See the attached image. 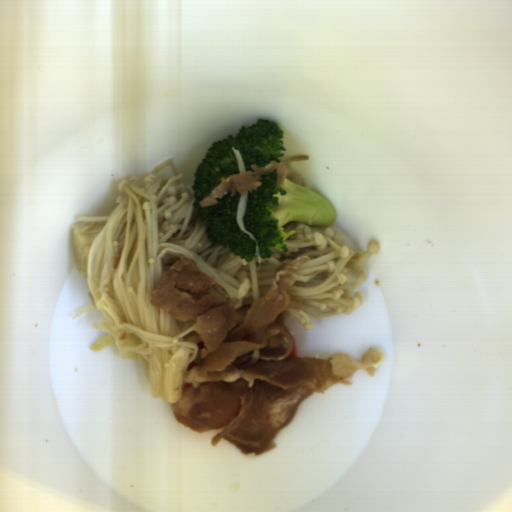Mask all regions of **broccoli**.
<instances>
[{"instance_id": "1", "label": "broccoli", "mask_w": 512, "mask_h": 512, "mask_svg": "<svg viewBox=\"0 0 512 512\" xmlns=\"http://www.w3.org/2000/svg\"><path fill=\"white\" fill-rule=\"evenodd\" d=\"M285 133L286 130L272 120L258 119L257 123L240 127L235 137L228 134L226 139L214 142L194 172L193 204L204 222L206 235L212 243L230 249L235 257L248 263L255 259L257 247L237 222L241 195L228 193L217 199L216 204L208 206H200V202L211 195L222 178L240 175L233 147L241 153L244 173L251 172L252 165L262 168L270 162L281 163L287 150L283 148Z\"/></svg>"}, {"instance_id": "2", "label": "broccoli", "mask_w": 512, "mask_h": 512, "mask_svg": "<svg viewBox=\"0 0 512 512\" xmlns=\"http://www.w3.org/2000/svg\"><path fill=\"white\" fill-rule=\"evenodd\" d=\"M261 184L248 192L247 206L242 218L244 227L256 240L262 259L271 258V249L288 253L287 239L295 230L285 232L287 223H300L307 227H331L337 214L322 195L284 178L277 186L278 173L262 175Z\"/></svg>"}]
</instances>
